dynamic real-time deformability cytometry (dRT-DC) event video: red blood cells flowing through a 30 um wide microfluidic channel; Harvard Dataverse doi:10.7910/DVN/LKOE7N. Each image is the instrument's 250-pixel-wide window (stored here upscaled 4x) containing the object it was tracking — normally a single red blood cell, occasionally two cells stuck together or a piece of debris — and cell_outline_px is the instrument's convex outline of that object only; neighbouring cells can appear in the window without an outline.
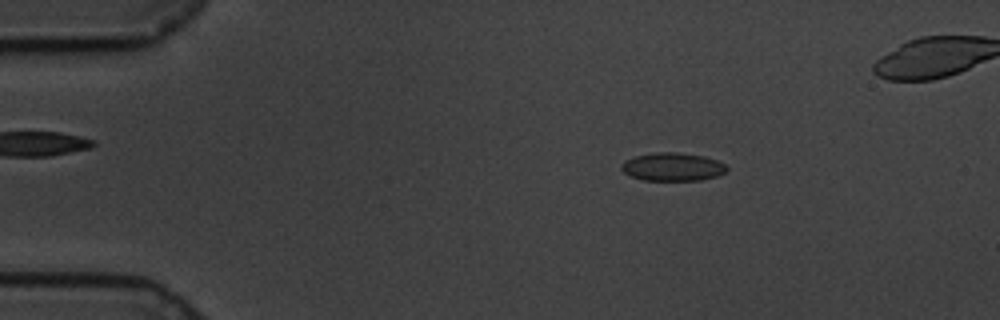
{"species": "common noctule bat (a hibernating species)", "species_latin": "Nyctalus noctula", "temperature_condition": "cold", "stored_images_in_passage": 55, "camera_frame_rate_fps": 3000, "um_per_image_px": 0.085, "animal": {"sex": "male", "body_mass_g": 19.5, "forearm_length_mm": 54.6}, "frame": {"image": 1, "passage_image": 10, "time_ms": 3.0, "image_size_px": [1000, 320], "cell_outline_px": [[728, 168], [724, 172], [716, 176], [700, 180], [644, 180], [632, 176], [624, 172], [620, 168], [620, 164], [624, 160], [636, 156], [656, 152], [676, 152], [704, 156], [716, 160], [724, 164]], "centroid_in_image_um": [57.14, 14.17], "position_along_channel_um": 27.9, "area_um2": 17.17}}
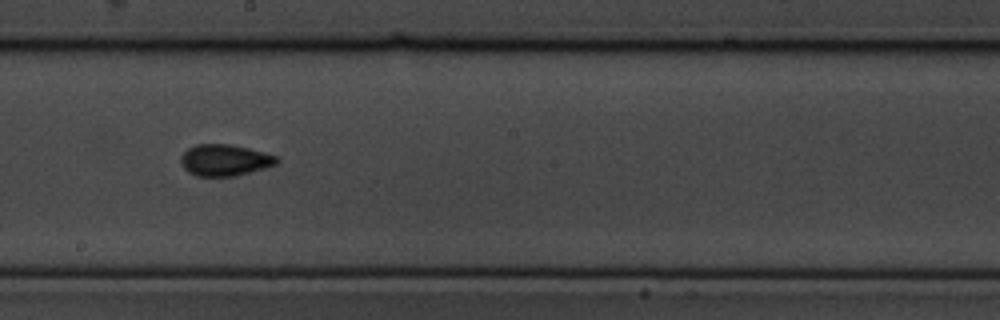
{"frame": {"image": 2, "passage_image": 33, "time_ms": 10.667, "image_size_px": [1000, 320], "cell_outline_px": [[280, 160], [276, 164], [264, 168], [236, 176], [196, 176], [188, 172], [184, 168], [180, 160], [180, 156], [188, 148], [196, 144], [228, 144], [248, 148], [264, 152], [276, 156]], "centroid_in_image_um": [19.09, 13.61], "position_along_channel_um": 229.1, "area_um2": 17.57}}
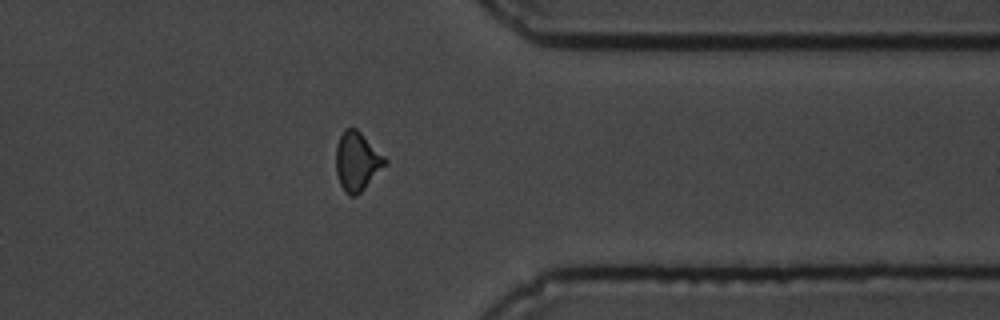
{"frame": {"image": 3, "passage_image": 47, "time_ms": 15.333, "image_size_px": [1000, 320], "cell_outline_px": [[388, 164], [356, 196], [348, 196], [344, 192], [340, 184], [336, 172], [336, 144], [344, 128], [356, 128], [388, 160]], "centroid_in_image_um": [30.35, 13.73], "position_along_channel_um": 381.1, "area_um2": 16.88}}